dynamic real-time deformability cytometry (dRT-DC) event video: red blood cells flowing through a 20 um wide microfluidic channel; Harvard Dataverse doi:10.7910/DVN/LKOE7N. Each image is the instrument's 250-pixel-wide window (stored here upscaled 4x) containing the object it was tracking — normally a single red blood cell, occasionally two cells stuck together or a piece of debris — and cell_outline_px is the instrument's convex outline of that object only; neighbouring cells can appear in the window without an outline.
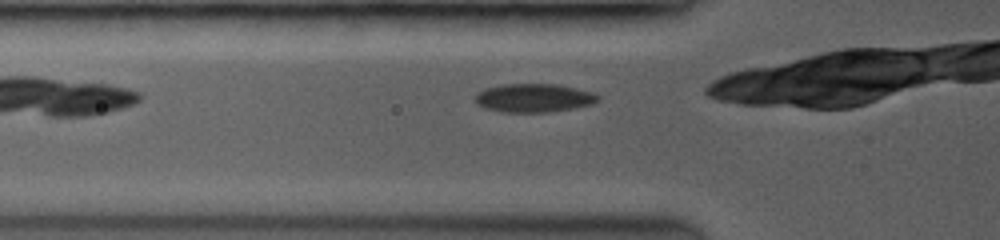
{"species": "common noctule bat (a hibernating species)", "species_latin": "Nyctalus noctula", "temperature_condition": "room temperature", "stored_images_in_passage": 10, "camera_frame_rate_fps": 3500, "um_per_image_px": 0.085, "animal": {"sex": "female", "body_mass_g": 19.0, "forearm_length_mm": 53.3}, "frame": {"image": 1, "passage_image": 2, "time_ms": 1.143, "image_size_px": [1000, 240], "cell_outline_px": [[600, 96], [592, 104], [572, 108], [548, 112], [504, 112], [488, 108], [480, 104], [476, 100], [476, 96], [484, 88], [504, 84], [556, 84], [588, 92]], "centroid_in_image_um": [45.36, 8.32], "position_along_channel_um": 80.4, "area_um2": 19.77}}